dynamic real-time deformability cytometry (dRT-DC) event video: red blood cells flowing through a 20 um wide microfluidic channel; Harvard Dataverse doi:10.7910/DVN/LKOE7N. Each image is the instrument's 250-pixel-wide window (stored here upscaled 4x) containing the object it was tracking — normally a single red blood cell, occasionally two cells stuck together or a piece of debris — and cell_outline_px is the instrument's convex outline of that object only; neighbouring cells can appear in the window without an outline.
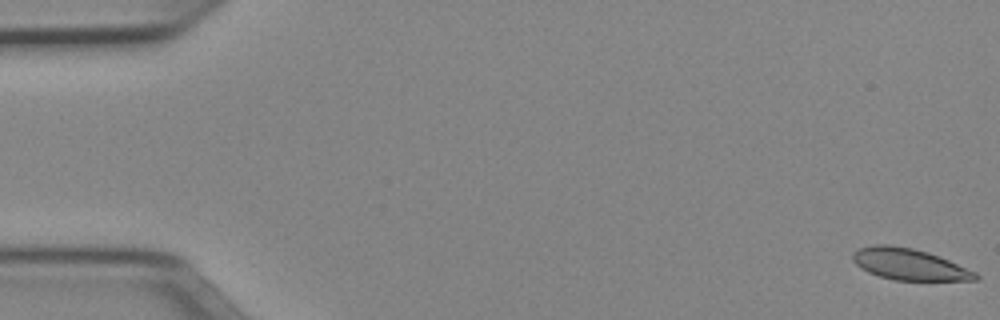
{"species": "Egyptian fruit bat (a non-hibernating species)", "species_latin": "Rousettus aegyptiacus", "temperature_condition": "cold", "stored_images_in_passage": 52, "camera_frame_rate_fps": 3000, "um_per_image_px": 0.085, "animal": {"sex": "female"}, "frame": {"image": 1, "passage_image": 1, "time_ms": 0.0, "image_size_px": [1000, 320], "cell_outline_px": [[980, 276], [976, 280], [896, 280], [880, 276], [868, 272], [856, 264], [852, 260], [852, 252], [860, 248], [876, 244], [888, 244], [912, 248], [928, 252], [948, 260], [976, 272]], "centroid_in_image_um": [77.26, 22.46], "position_along_channel_um": 7.7, "area_um2": 22.25}}
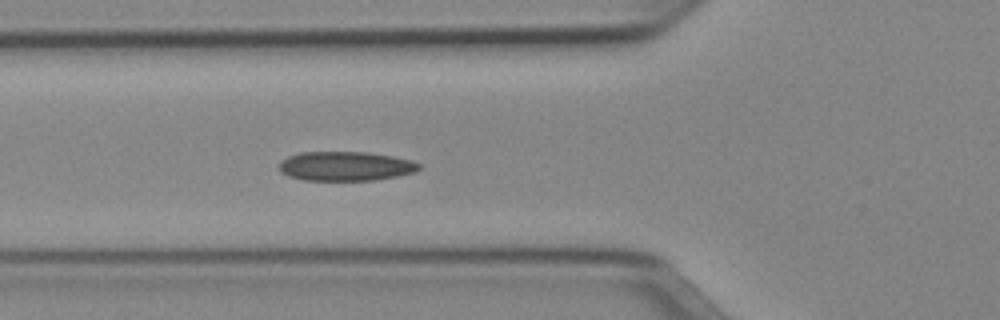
{"frame": {"image": 2, "passage_image": 19, "time_ms": 6.0, "image_size_px": [1000, 320], "cell_outline_px": [[420, 168], [416, 172], [376, 180], [304, 180], [288, 176], [280, 172], [280, 160], [288, 156], [300, 152], [364, 152], [392, 156], [412, 160], [420, 164]], "centroid_in_image_um": [29.36, 14.12], "position_along_channel_um": 96.4, "area_um2": 23.93}}
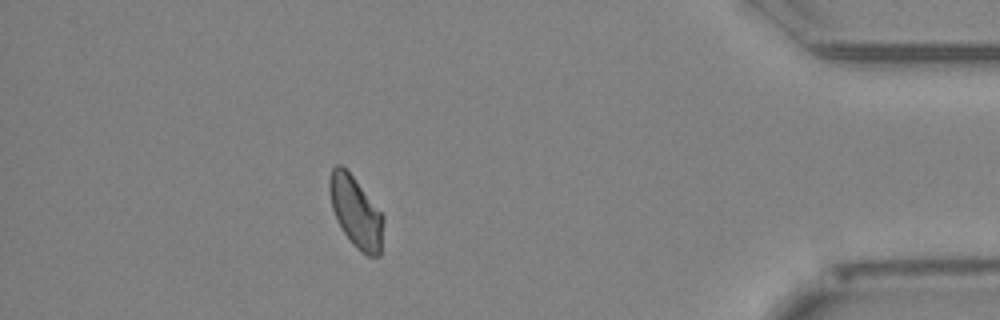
{"frame": {"image": 3, "passage_image": 46, "time_ms": 15.0, "image_size_px": [1000, 320], "cell_outline_px": [[384, 220], [380, 256], [368, 256], [360, 252], [348, 240], [336, 220], [332, 208], [328, 192], [328, 180], [332, 168], [336, 164], [340, 164], [352, 176], [384, 216]], "centroid_in_image_um": [30.22, 18.05], "position_along_channel_um": 405.0, "area_um2": 22.37}, "authors_computed_cell_mechanics": {"area_um2": 23.12, "velocity_mm_per_s": 3.9369, "shape_relaxation_time_tau1_ms": 9.1068, "shape_relaxation_time_tau2_ms": 6.4573, "deformation_change_tau1": 0.1556, "deformation_change_tau2": 0.1149}}